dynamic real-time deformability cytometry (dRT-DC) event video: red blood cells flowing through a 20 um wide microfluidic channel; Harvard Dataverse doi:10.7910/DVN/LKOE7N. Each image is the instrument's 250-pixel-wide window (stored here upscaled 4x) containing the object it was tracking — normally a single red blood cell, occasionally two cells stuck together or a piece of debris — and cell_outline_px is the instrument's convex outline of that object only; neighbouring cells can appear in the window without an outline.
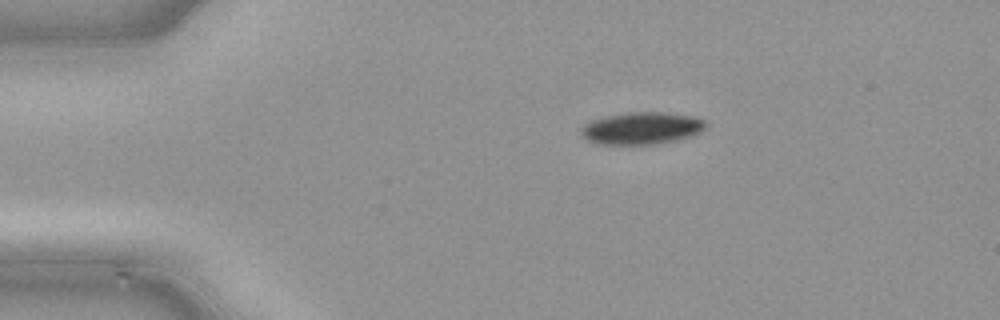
{"species": "common noctule bat (a hibernating species)", "species_latin": "Nyctalus noctula", "temperature_condition": "cold", "stored_images_in_passage": 40, "camera_frame_rate_fps": 3000, "um_per_image_px": 0.085, "animal": {"sex": "male", "body_mass_g": 21.5, "forearm_length_mm": 52.0}, "frame": {"image": 1, "passage_image": 1, "time_ms": 0.0, "image_size_px": [1000, 320], "cell_outline_px": [[704, 128], [700, 132], [676, 140], [656, 144], [596, 144], [580, 136], [580, 128], [592, 120], [608, 116], [632, 112], [664, 112], [692, 116], [704, 120]], "centroid_in_image_um": [54.49, 10.9], "position_along_channel_um": 30.5, "area_um2": 23.12}}
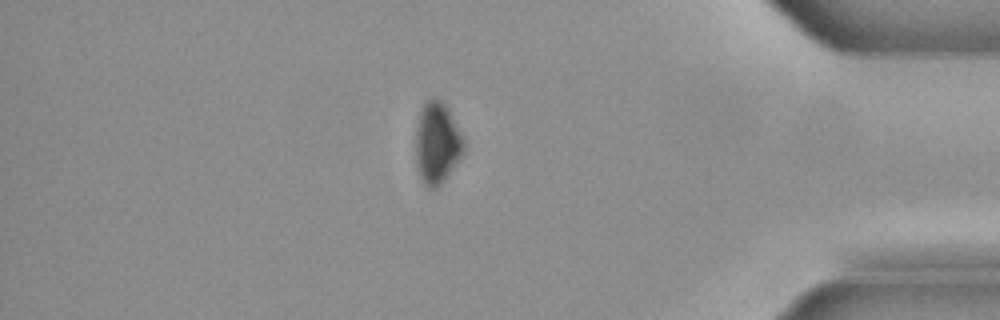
{"frame": {"image": 2, "passage_image": 33, "time_ms": 10.667, "image_size_px": [1000, 320], "cell_outline_px": [[464, 148], [460, 156], [440, 184], [436, 188], [428, 188], [424, 184], [416, 168], [416, 128], [420, 112], [424, 104], [432, 96], [436, 96], [444, 104], [464, 140]], "centroid_in_image_um": [37.1, 12.15], "position_along_channel_um": 398.1, "area_um2": 22.2}}
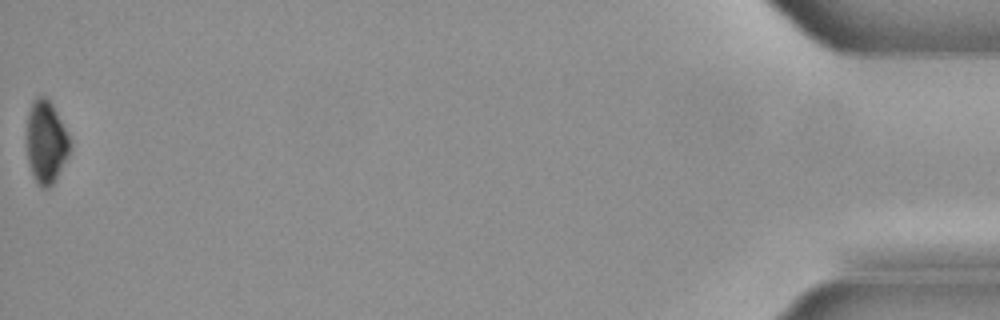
{"frame": {"image": 3, "passage_image": 40, "time_ms": 13.0, "image_size_px": [1000, 320], "cell_outline_px": [[68, 152], [52, 184], [48, 188], [40, 188], [36, 184], [28, 160], [28, 112], [32, 100], [36, 96], [44, 96], [52, 104], [68, 136]], "centroid_in_image_um": [3.87, 12.05], "position_along_channel_um": 431.3, "area_um2": 19.88}}